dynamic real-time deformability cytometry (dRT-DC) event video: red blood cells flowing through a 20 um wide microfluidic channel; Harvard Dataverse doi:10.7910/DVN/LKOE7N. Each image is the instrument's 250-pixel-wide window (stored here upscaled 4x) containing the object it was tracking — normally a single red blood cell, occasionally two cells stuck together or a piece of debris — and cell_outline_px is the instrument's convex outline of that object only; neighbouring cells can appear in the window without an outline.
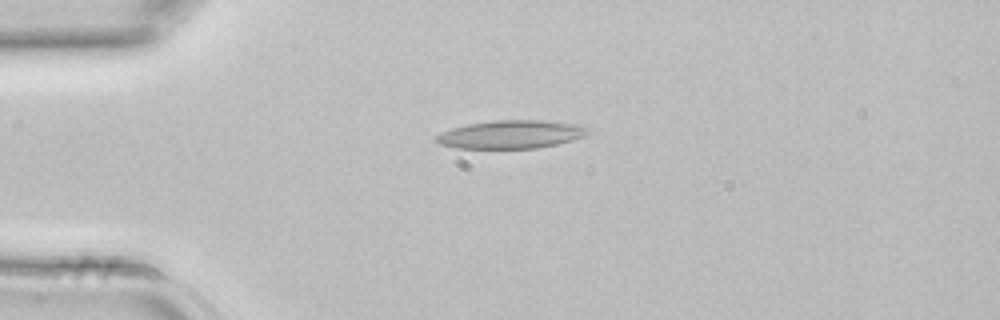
{"species": "common noctule bat (a hibernating species)", "species_latin": "Nyctalus noctula", "temperature_condition": "room temperature", "stored_images_in_passage": 3, "camera_frame_rate_fps": 3000, "um_per_image_px": 0.085, "animal": {"sex": "female", "body_mass_g": 22.7, "forearm_length_mm": 54.2}, "frame": {"image": 1, "passage_image": 3, "time_ms": 0.667, "image_size_px": [1000, 320], "cell_outline_px": [[592, 132], [584, 136], [572, 140], [556, 144], [536, 148], [456, 148], [440, 144], [432, 140], [436, 136], [452, 128], [468, 124], [496, 120], [544, 120], [576, 124], [588, 128]], "centroid_in_image_um": [43.45, 11.42], "position_along_channel_um": 41.6, "area_um2": 24.85}}